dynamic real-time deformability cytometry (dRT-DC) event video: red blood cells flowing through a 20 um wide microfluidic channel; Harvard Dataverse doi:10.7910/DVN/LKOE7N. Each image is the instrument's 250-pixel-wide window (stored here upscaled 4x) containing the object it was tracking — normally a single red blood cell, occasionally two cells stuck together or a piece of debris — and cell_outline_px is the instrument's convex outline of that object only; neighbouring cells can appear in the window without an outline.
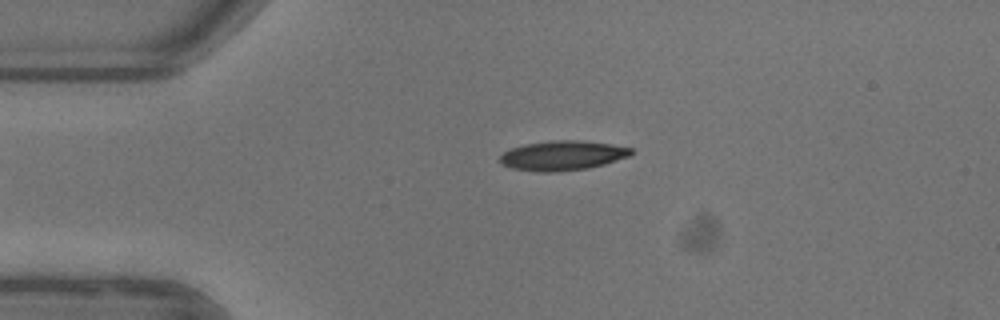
{"species": "common noctule bat (a hibernating species)", "species_latin": "Nyctalus noctula", "temperature_condition": "warm", "stored_images_in_passage": 36, "camera_frame_rate_fps": 3000, "um_per_image_px": 0.085, "animal": {"sex": "female"}, "frame": {"image": 1, "passage_image": 2, "time_ms": 0.333, "image_size_px": [1000, 320], "cell_outline_px": [[636, 152], [632, 156], [604, 164], [588, 168], [556, 172], [536, 172], [512, 168], [500, 164], [500, 156], [504, 152], [512, 148], [524, 144], [556, 140], [576, 140], [612, 144], [632, 148]], "centroid_in_image_um": [47.85, 13.22], "position_along_channel_um": 37.1, "area_um2": 22.83}}
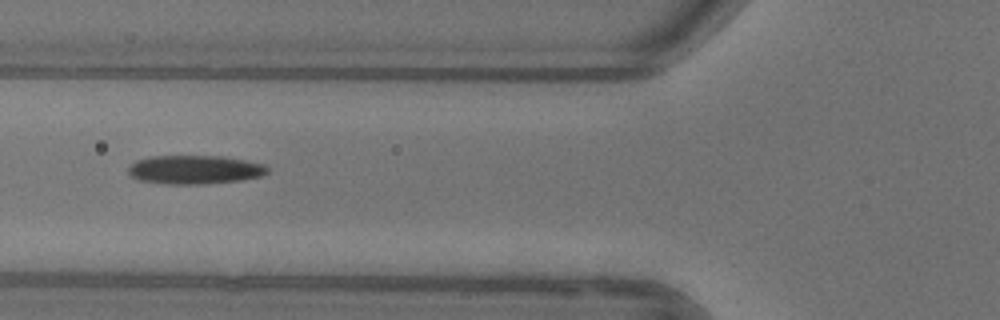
{"frame": {"image": 2, "passage_image": 10, "time_ms": 3.0, "image_size_px": [1000, 320], "cell_outline_px": [[268, 172], [260, 176], [240, 180], [204, 184], [168, 184], [140, 180], [132, 176], [128, 172], [128, 168], [136, 160], [152, 156], [224, 156], [264, 164], [268, 168]], "centroid_in_image_um": [16.55, 14.41], "position_along_channel_um": 109.2, "area_um2": 23.18}}
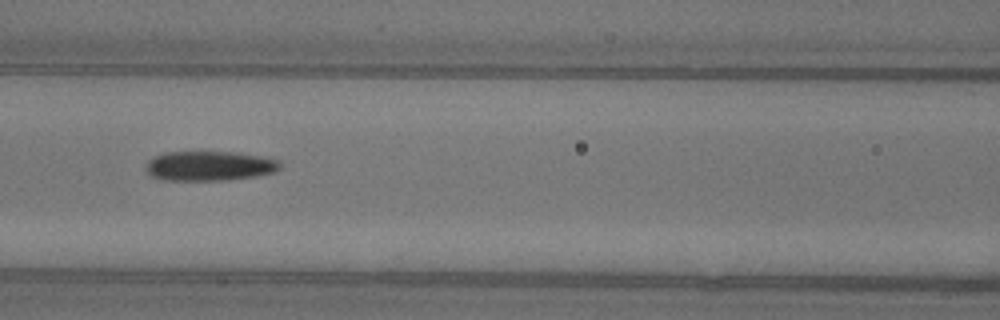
{"frame": {"image": 3, "passage_image": 13, "time_ms": 4.0, "image_size_px": [1000, 320], "cell_outline_px": [[280, 168], [276, 172], [256, 176], [228, 180], [164, 180], [152, 176], [144, 168], [148, 160], [152, 156], [164, 152], [236, 152], [264, 156], [280, 160]], "centroid_in_image_um": [17.81, 14.09], "position_along_channel_um": 148.8, "area_um2": 23.52}, "authors_computed_cell_mechanics": {"area_um2": 23.0622, "velocity_mm_per_s": 3.9245, "shape_relaxation_time_tau1_ms": 5.835, "shape_relaxation_time_tau2_ms": 5.1019, "deformation_change_tau1": 0.1787, "deformation_change_tau2": 0.1244}}